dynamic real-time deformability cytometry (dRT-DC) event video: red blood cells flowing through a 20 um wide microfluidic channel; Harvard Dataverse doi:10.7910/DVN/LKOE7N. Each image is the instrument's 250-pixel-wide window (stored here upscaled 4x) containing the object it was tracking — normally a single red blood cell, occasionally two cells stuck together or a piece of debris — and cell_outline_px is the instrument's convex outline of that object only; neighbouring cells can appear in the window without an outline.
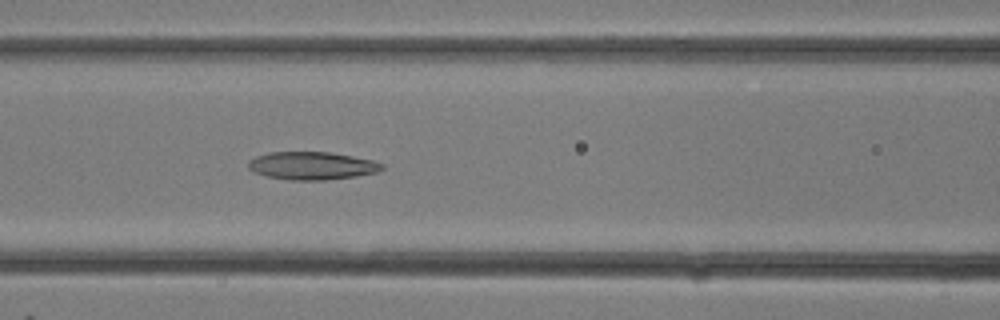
{"species": "common noctule bat (a hibernating species)", "species_latin": "Nyctalus noctula", "temperature_condition": "room temperature", "stored_images_in_passage": 11, "camera_frame_rate_fps": 3000, "um_per_image_px": 0.085, "animal": {"sex": "female"}, "frame": {"image": 1, "passage_image": 11, "time_ms": 3.333, "image_size_px": [1000, 320], "cell_outline_px": [[384, 168], [376, 172], [356, 176], [324, 180], [292, 180], [268, 176], [252, 172], [248, 168], [248, 160], [256, 156], [268, 152], [328, 152], [352, 156], [372, 160], [384, 164]], "centroid_in_image_um": [26.49, 14.08], "position_along_channel_um": 140.1, "area_um2": 21.68}}